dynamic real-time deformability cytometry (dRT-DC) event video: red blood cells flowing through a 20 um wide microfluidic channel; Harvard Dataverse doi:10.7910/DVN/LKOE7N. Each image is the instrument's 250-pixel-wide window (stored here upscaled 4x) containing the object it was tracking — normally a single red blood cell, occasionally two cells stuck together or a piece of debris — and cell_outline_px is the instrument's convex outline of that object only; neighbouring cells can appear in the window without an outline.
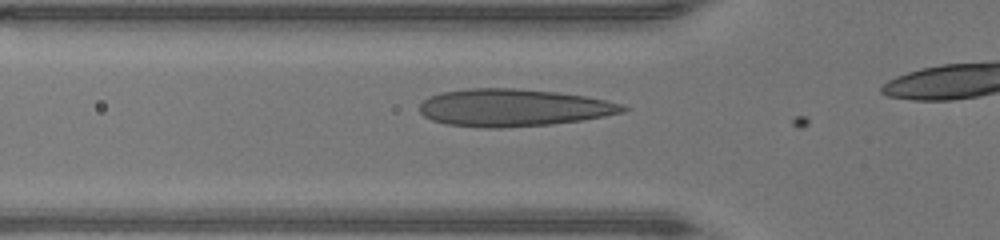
{"species": "human", "species_latin": "Homo sapiens", "temperature_condition": "warm", "stored_images_in_passage": 17, "camera_frame_rate_fps": 3000, "um_per_image_px": 0.085, "donor": {"sex": "male"}, "frame": {"image": 1, "passage_image": 7, "time_ms": 2.0, "image_size_px": [1000, 240], "cell_outline_px": [[628, 108], [624, 112], [604, 116], [580, 120], [552, 124], [500, 128], [488, 128], [448, 124], [432, 120], [424, 116], [420, 112], [420, 104], [424, 100], [432, 96], [444, 92], [468, 88], [512, 88], [556, 92], [584, 96], [604, 100], [620, 104]], "centroid_in_image_um": [43.62, 9.15], "position_along_channel_um": 82.2, "area_um2": 43.81}}
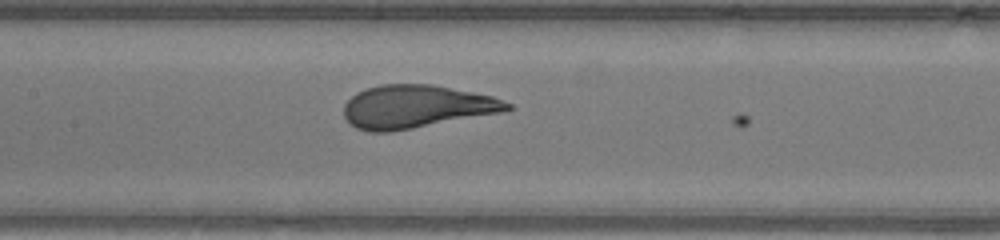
{"frame": {"image": 2, "passage_image": 13, "time_ms": 4.0, "image_size_px": [1000, 240], "cell_outline_px": [[516, 108], [500, 112], [412, 128], [388, 132], [368, 132], [356, 128], [344, 116], [344, 104], [356, 92], [364, 88], [380, 84], [432, 84], [492, 96], [512, 104]], "centroid_in_image_um": [35.35, 9.05], "position_along_channel_um": 172.0, "area_um2": 40.75}}
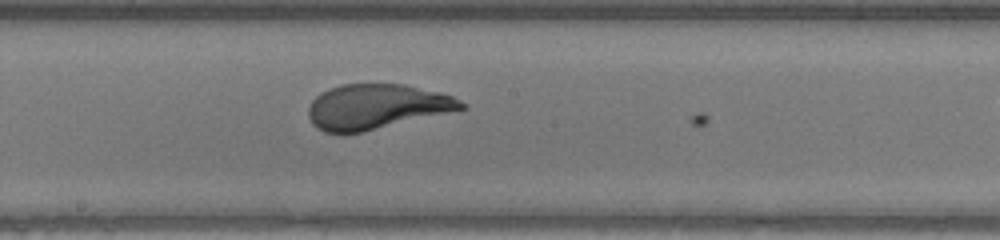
{"frame": {"image": 3, "passage_image": 16, "time_ms": 5.0, "image_size_px": [1000, 240], "cell_outline_px": [[464, 108], [360, 132], [324, 132], [316, 128], [312, 124], [308, 116], [308, 108], [312, 100], [320, 92], [328, 88], [340, 84], [404, 84], [440, 92], [452, 96], [460, 100], [464, 104]], "centroid_in_image_um": [31.92, 9.04], "position_along_channel_um": 216.3, "area_um2": 39.42}}